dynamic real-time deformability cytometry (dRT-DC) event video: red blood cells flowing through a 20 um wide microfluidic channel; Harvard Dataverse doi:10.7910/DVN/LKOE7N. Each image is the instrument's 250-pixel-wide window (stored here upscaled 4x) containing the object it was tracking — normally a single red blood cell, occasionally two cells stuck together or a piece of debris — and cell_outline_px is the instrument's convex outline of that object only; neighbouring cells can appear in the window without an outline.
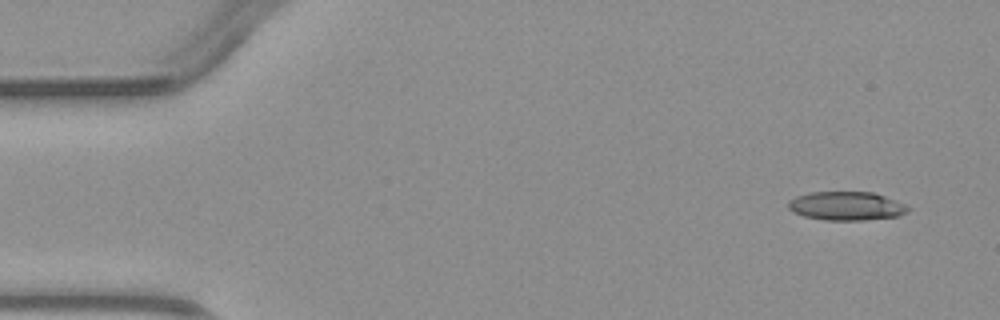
{"species": "common noctule bat (a hibernating species)", "species_latin": "Nyctalus noctula", "temperature_condition": "warm", "stored_images_in_passage": 4, "camera_frame_rate_fps": 3000, "um_per_image_px": 0.085, "animal": {"sex": "male", "body_mass_g": 23.1, "forearm_length_mm": 52.7}, "frame": {"image": 1, "passage_image": 1, "time_ms": 0.0, "image_size_px": [1000, 320], "cell_outline_px": [[912, 208], [908, 212], [900, 216], [864, 220], [824, 220], [804, 216], [792, 212], [788, 208], [788, 200], [796, 196], [808, 192], [872, 192], [896, 200]], "centroid_in_image_um": [71.94, 17.51], "position_along_channel_um": 13.1, "area_um2": 20.23}}
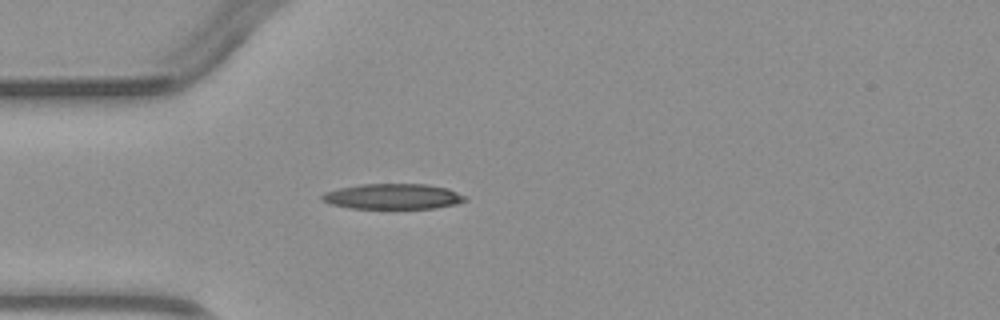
{"frame": {"image": 2, "passage_image": 4, "time_ms": 3.333, "image_size_px": [1000, 320], "cell_outline_px": [[468, 200], [456, 204], [436, 208], [348, 208], [332, 204], [320, 200], [320, 196], [324, 192], [340, 188], [360, 184], [428, 184], [448, 188], [468, 196]], "centroid_in_image_um": [33.43, 16.69], "position_along_channel_um": 51.6, "area_um2": 21.39}}